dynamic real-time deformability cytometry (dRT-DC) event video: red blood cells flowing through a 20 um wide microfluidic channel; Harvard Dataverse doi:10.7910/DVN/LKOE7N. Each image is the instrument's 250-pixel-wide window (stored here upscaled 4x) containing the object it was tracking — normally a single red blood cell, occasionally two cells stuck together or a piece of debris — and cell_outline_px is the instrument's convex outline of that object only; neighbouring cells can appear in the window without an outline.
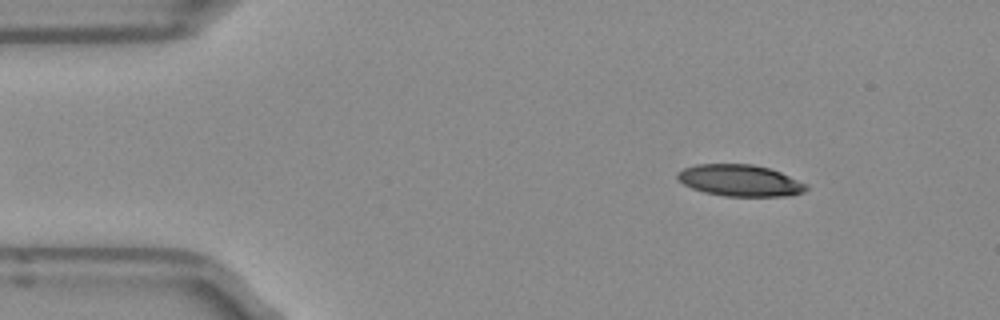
{"species": "Egyptian fruit bat (a non-hibernating species)", "species_latin": "Rousettus aegyptiacus", "temperature_condition": "room temperature", "stored_images_in_passage": 48, "camera_frame_rate_fps": 3000, "um_per_image_px": 0.085, "frame": {"image": 1, "passage_image": 4, "time_ms": 1.0, "image_size_px": [1000, 320], "cell_outline_px": [[808, 188], [804, 192], [788, 196], [724, 196], [704, 192], [692, 188], [676, 180], [676, 172], [684, 168], [696, 164], [752, 164], [768, 168], [780, 172], [808, 184]], "centroid_in_image_um": [62.88, 15.34], "position_along_channel_um": 22.1, "area_um2": 23.81}}
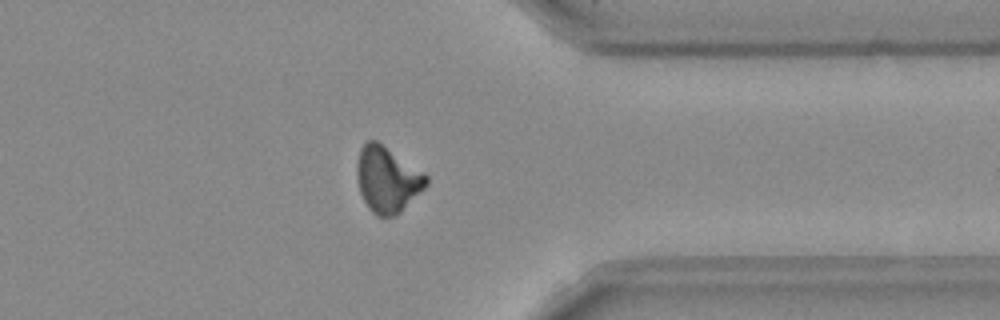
{"frame": {"image": 2, "passage_image": 37, "time_ms": 12.0, "image_size_px": [1000, 320], "cell_outline_px": [[428, 184], [396, 216], [376, 216], [368, 208], [360, 192], [356, 172], [356, 164], [360, 148], [368, 140], [376, 140], [428, 176]], "centroid_in_image_um": [32.89, 15.26], "position_along_channel_um": 378.5, "area_um2": 26.24}}
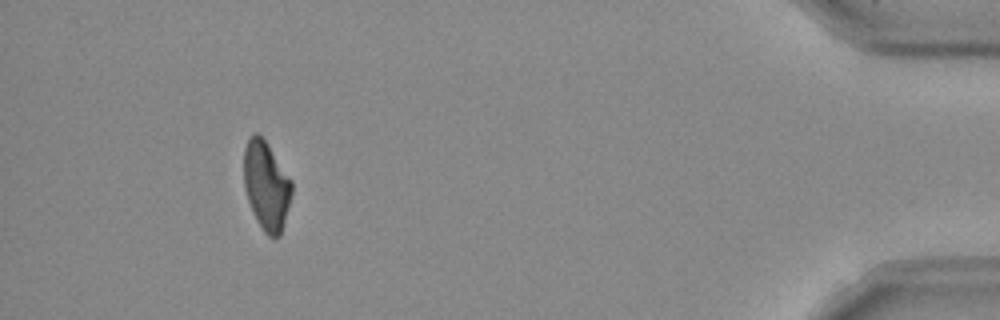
{"frame": {"image": 3, "passage_image": 44, "time_ms": 14.333, "image_size_px": [1000, 320], "cell_outline_px": [[292, 196], [280, 236], [268, 236], [264, 232], [256, 220], [248, 200], [244, 188], [244, 148], [248, 140], [256, 132], [268, 144], [292, 180]], "centroid_in_image_um": [22.65, 15.79], "position_along_channel_um": 412.6, "area_um2": 24.68}, "authors_computed_cell_mechanics": {"area_um2": 25.3742, "velocity_mm_per_s": 3.958, "shape_relaxation_time_tau1_ms": null, "shape_relaxation_time_tau2_ms": 8.7103, "deformation_change_tau1": null, "deformation_change_tau2": 0.1917}}